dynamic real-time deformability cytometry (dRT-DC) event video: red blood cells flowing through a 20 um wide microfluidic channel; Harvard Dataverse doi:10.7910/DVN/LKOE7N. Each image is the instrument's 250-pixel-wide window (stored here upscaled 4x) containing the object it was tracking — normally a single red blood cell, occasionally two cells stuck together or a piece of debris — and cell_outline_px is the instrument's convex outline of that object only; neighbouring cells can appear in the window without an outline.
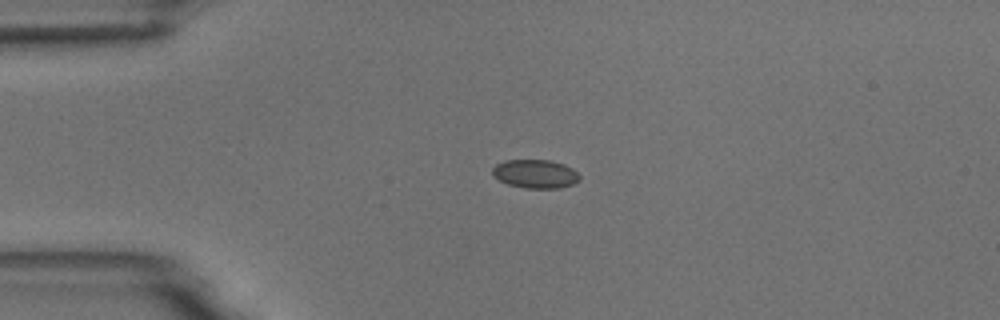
{"species": "common noctule bat (a hibernating species)", "species_latin": "Nyctalus noctula", "temperature_condition": "room temperature", "stored_images_in_passage": 5, "camera_frame_rate_fps": 3000, "um_per_image_px": 0.085, "animal": {"sex": "male", "body_mass_g": 18.8}, "frame": {"image": 1, "passage_image": 4, "time_ms": 3.333, "image_size_px": [1000, 320], "cell_outline_px": [[580, 180], [572, 184], [560, 188], [524, 188], [508, 184], [500, 180], [492, 172], [492, 168], [496, 164], [504, 160], [552, 160], [564, 164], [572, 168], [580, 176]], "centroid_in_image_um": [45.52, 14.77], "position_along_channel_um": 39.5, "area_um2": 14.51}}